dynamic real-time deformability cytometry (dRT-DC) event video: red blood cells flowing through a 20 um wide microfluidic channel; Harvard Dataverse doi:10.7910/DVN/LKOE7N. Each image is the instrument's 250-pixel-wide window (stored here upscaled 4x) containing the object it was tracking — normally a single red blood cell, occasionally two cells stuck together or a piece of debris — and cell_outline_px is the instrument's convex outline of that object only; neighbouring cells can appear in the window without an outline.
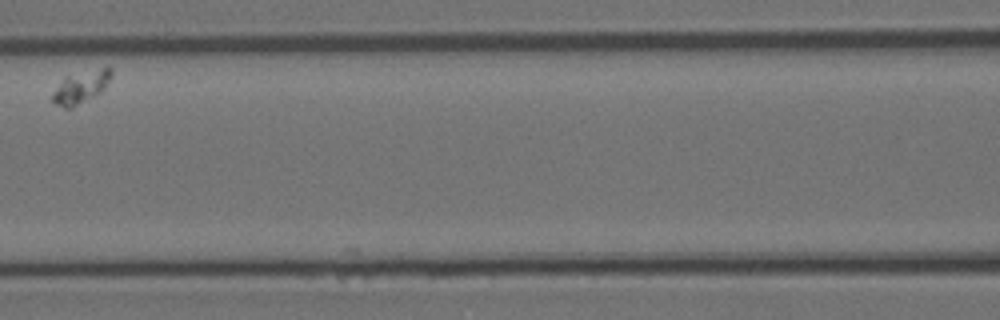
{"species": "Egyptian fruit bat (a non-hibernating species)", "species_latin": "Rousettus aegyptiacus", "temperature_condition": "room temperature", "stored_images_in_passage": 6, "camera_frame_rate_fps": 3000, "um_per_image_px": 0.085, "animal": {"sex": "female"}, "frame": {"image": 1, "passage_image": 3, "time_ms": 0.667, "image_size_px": [1000, 320], "cell_outline_px": [[112, 76], [104, 88], [100, 92], [72, 108], [64, 108], [56, 104], [52, 100], [52, 92], [64, 76], [104, 68], [112, 68]], "centroid_in_image_um": [6.84, 7.41], "position_along_channel_um": 159.8, "area_um2": 10.87}}
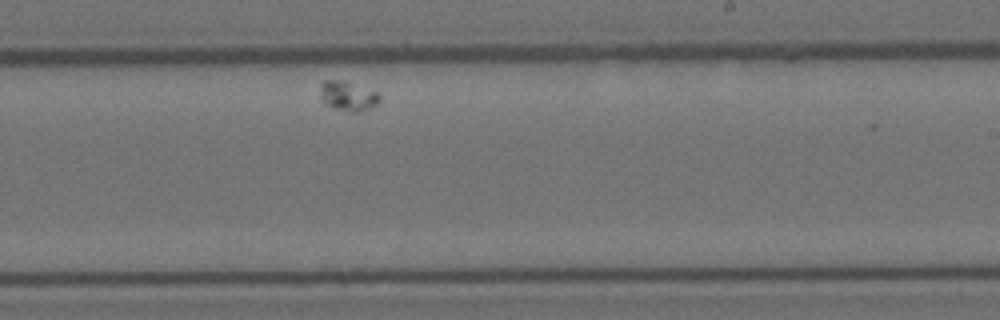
{"frame": {"image": 2, "passage_image": 6, "time_ms": 1.667, "image_size_px": [1000, 320], "cell_outline_px": [[380, 100], [376, 104], [356, 112], [352, 112], [336, 108], [324, 104], [320, 100], [320, 84], [324, 80], [344, 80], [376, 92], [380, 96]], "centroid_in_image_um": [29.5, 8.13], "position_along_channel_um": 259.5, "area_um2": 10.12}}